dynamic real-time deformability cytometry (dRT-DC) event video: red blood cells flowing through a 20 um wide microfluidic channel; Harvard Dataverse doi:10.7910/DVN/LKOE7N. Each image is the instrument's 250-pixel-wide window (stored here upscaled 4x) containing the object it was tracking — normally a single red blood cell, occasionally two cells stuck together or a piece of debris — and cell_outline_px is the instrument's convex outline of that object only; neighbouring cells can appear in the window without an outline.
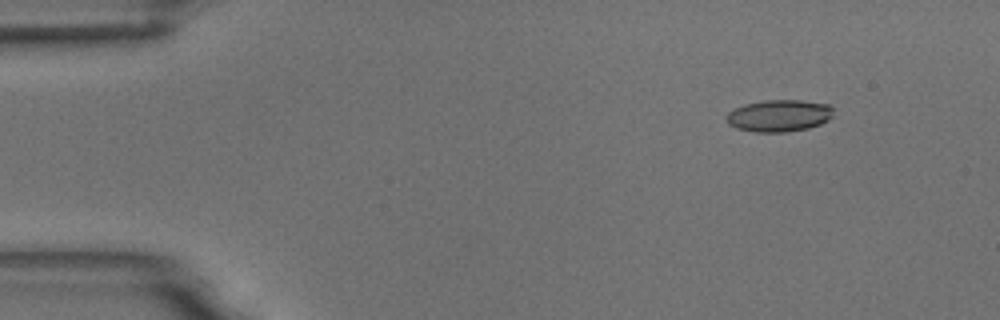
{"species": "common noctule bat (a hibernating species)", "species_latin": "Nyctalus noctula", "temperature_condition": "room temperature", "stored_images_in_passage": 49, "camera_frame_rate_fps": 3000, "um_per_image_px": 0.085, "animal": {"sex": "male", "body_mass_g": 18.8}, "frame": {"image": 1, "passage_image": 1, "time_ms": 0.0, "image_size_px": [1000, 320], "cell_outline_px": [[832, 116], [828, 120], [820, 124], [808, 128], [784, 132], [756, 132], [736, 128], [728, 124], [724, 116], [728, 112], [744, 104], [764, 100], [800, 100], [828, 104], [832, 108]], "centroid_in_image_um": [66.19, 9.83], "position_along_channel_um": 18.8, "area_um2": 19.94}}
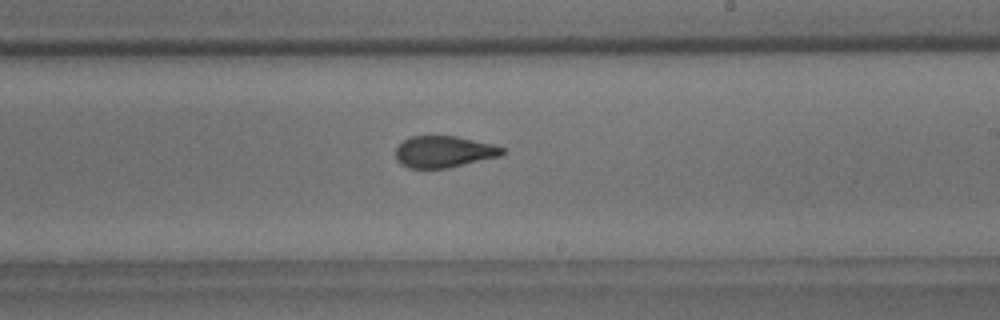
{"frame": {"image": 2, "passage_image": 27, "time_ms": 8.667, "image_size_px": [1000, 320], "cell_outline_px": [[504, 156], [448, 168], [408, 168], [400, 164], [396, 160], [396, 148], [404, 140], [412, 136], [456, 136], [496, 144], [504, 148]], "centroid_in_image_um": [37.78, 12.9], "position_along_channel_um": 251.2, "area_um2": 19.94}}
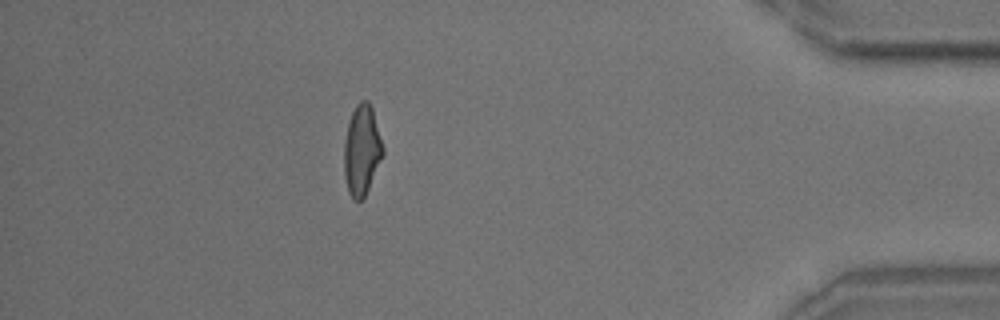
{"frame": {"image": 3, "passage_image": 43, "time_ms": 14.0, "image_size_px": [1000, 320], "cell_outline_px": [[384, 156], [364, 200], [352, 200], [348, 192], [344, 176], [344, 144], [348, 120], [356, 104], [360, 100], [368, 100], [372, 108], [384, 148]], "centroid_in_image_um": [30.76, 12.81], "position_along_channel_um": 404.4, "area_um2": 20.92}, "authors_computed_cell_mechanics": {"area_um2": 20.2878, "velocity_mm_per_s": 3.7279, "shape_relaxation_time_tau1_ms": 6.2575, "shape_relaxation_time_tau2_ms": 1.7166, "deformation_change_tau1": 0.1682, "deformation_change_tau2": 0.0773}}